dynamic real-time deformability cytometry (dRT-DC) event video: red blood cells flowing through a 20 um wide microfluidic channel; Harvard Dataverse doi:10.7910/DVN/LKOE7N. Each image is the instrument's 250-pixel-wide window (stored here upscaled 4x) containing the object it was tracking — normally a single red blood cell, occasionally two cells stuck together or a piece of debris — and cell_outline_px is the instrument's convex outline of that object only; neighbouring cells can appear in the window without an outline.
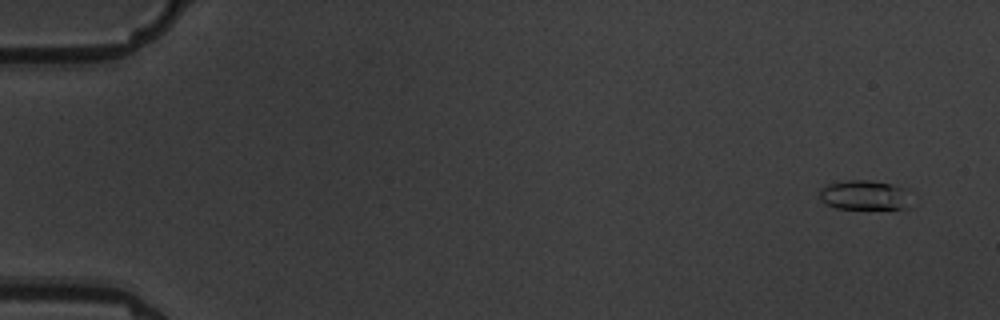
{"species": "common noctule bat (a hibernating species)", "species_latin": "Nyctalus noctula", "temperature_condition": "warm", "stored_images_in_passage": 7, "camera_frame_rate_fps": 3000, "um_per_image_px": 0.085, "animal": {"sex": "male", "body_mass_g": 19.5, "forearm_length_mm": 54.6}, "frame": {"image": 1, "passage_image": 2, "time_ms": 1.0, "image_size_px": [1000, 320], "cell_outline_px": [[916, 204], [912, 208], [836, 208], [824, 204], [820, 200], [820, 188], [828, 184], [844, 180], [872, 180], [892, 184], [916, 192]], "centroid_in_image_um": [73.67, 16.59], "position_along_channel_um": 11.3, "area_um2": 16.76}}
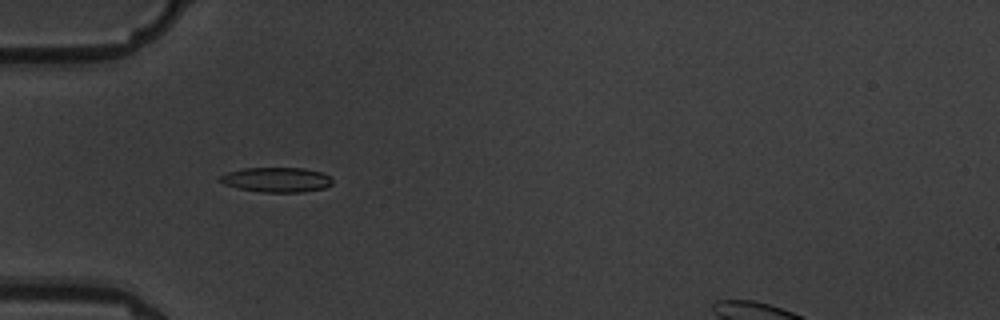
{"frame": {"image": 2, "passage_image": 6, "time_ms": 6.333, "image_size_px": [1000, 320], "cell_outline_px": [[332, 184], [324, 188], [304, 192], [260, 192], [236, 188], [224, 184], [220, 180], [220, 176], [228, 172], [244, 168], [304, 168], [320, 172], [332, 176]], "centroid_in_image_um": [23.53, 15.28], "position_along_channel_um": 61.5, "area_um2": 16.3}}
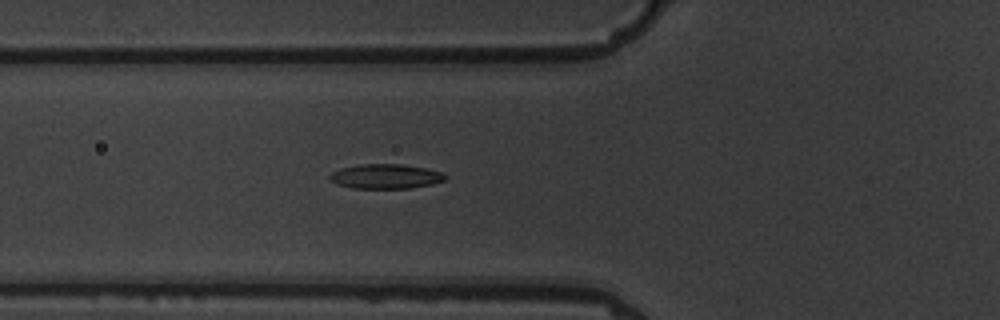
{"frame": {"image": 3, "passage_image": 7, "time_ms": 7.333, "image_size_px": [1000, 320], "cell_outline_px": [[444, 180], [432, 184], [412, 188], [352, 188], [336, 184], [328, 180], [328, 176], [332, 172], [340, 168], [360, 164], [400, 164], [424, 168], [440, 172], [444, 176]], "centroid_in_image_um": [32.69, 14.99], "position_along_channel_um": 93.1, "area_um2": 16.47}}